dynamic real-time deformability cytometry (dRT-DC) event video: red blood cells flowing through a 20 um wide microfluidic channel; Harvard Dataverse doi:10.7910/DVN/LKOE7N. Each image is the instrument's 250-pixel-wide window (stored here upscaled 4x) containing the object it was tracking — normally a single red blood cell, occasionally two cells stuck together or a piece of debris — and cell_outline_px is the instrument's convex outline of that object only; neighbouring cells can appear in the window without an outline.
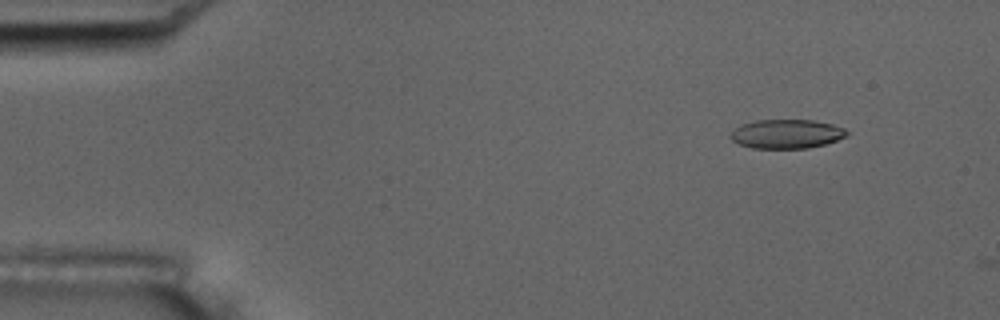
{"species": "common noctule bat (a hibernating species)", "species_latin": "Nyctalus noctula", "temperature_condition": "room temperature", "stored_images_in_passage": 5, "camera_frame_rate_fps": 3000, "um_per_image_px": 0.085, "animal": {"sex": "male", "body_mass_g": 17.5, "forearm_length_mm": 52.3}, "frame": {"image": 1, "passage_image": 2, "time_ms": 1.333, "image_size_px": [1000, 320], "cell_outline_px": [[848, 136], [824, 144], [808, 148], [752, 148], [740, 144], [732, 140], [728, 136], [740, 124], [756, 120], [812, 120], [832, 124], [844, 128], [848, 132]], "centroid_in_image_um": [66.85, 11.38], "position_along_channel_um": 18.2, "area_um2": 19.65}}